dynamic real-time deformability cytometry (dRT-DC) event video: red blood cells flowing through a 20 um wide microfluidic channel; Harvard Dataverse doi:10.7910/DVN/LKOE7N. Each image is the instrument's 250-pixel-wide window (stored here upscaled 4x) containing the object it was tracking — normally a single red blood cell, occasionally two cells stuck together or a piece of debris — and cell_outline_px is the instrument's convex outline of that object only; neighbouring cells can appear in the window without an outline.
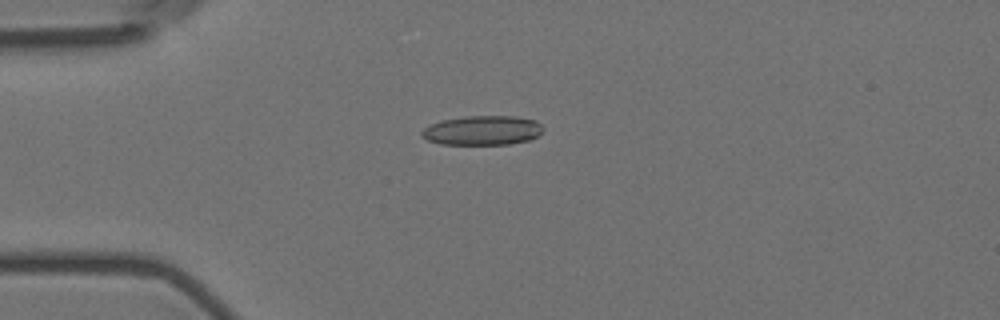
{"species": "Egyptian fruit bat (a non-hibernating species)", "species_latin": "Rousettus aegyptiacus", "temperature_condition": "room temperature", "stored_images_in_passage": 57, "camera_frame_rate_fps": 3000, "um_per_image_px": 0.085, "animal": {"sex": "female"}, "frame": {"image": 1, "passage_image": 15, "time_ms": 4.667, "image_size_px": [1000, 320], "cell_outline_px": [[544, 132], [532, 140], [508, 144], [440, 144], [428, 140], [420, 136], [420, 132], [424, 128], [440, 120], [468, 116], [516, 116], [536, 120], [544, 128]], "centroid_in_image_um": [41.05, 11.08], "position_along_channel_um": 44.0, "area_um2": 21.04}}
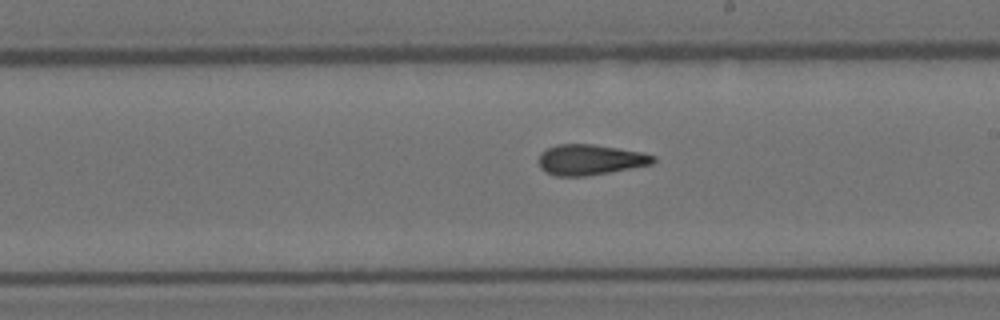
{"frame": {"image": 2, "passage_image": 33, "time_ms": 10.667, "image_size_px": [1000, 320], "cell_outline_px": [[656, 160], [652, 164], [608, 172], [584, 176], [556, 176], [544, 172], [540, 168], [540, 152], [556, 144], [592, 144], [640, 152], [656, 156]], "centroid_in_image_um": [50.13, 13.58], "position_along_channel_um": 238.9, "area_um2": 20.17}}
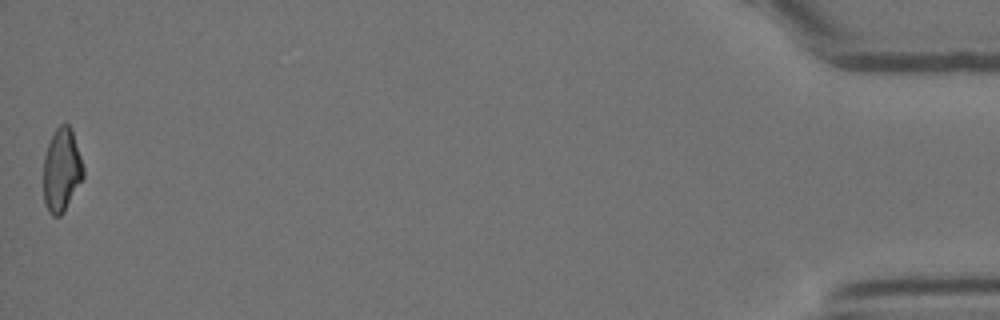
{"frame": {"image": 3, "passage_image": 57, "time_ms": 18.667, "image_size_px": [1000, 320], "cell_outline_px": [[84, 176], [64, 212], [60, 216], [52, 216], [48, 212], [44, 200], [44, 156], [48, 144], [56, 128], [60, 124], [68, 124], [72, 128], [84, 168]], "centroid_in_image_um": [5.25, 14.46], "position_along_channel_um": 430.0, "area_um2": 19.36}, "authors_computed_cell_mechanics": {"area_um2": 20.23, "velocity_mm_per_s": 3.5834, "shape_relaxation_time_tau1_ms": null, "shape_relaxation_time_tau2_ms": 2.7802, "deformation_change_tau1": null, "deformation_change_tau2": 0.1218}}